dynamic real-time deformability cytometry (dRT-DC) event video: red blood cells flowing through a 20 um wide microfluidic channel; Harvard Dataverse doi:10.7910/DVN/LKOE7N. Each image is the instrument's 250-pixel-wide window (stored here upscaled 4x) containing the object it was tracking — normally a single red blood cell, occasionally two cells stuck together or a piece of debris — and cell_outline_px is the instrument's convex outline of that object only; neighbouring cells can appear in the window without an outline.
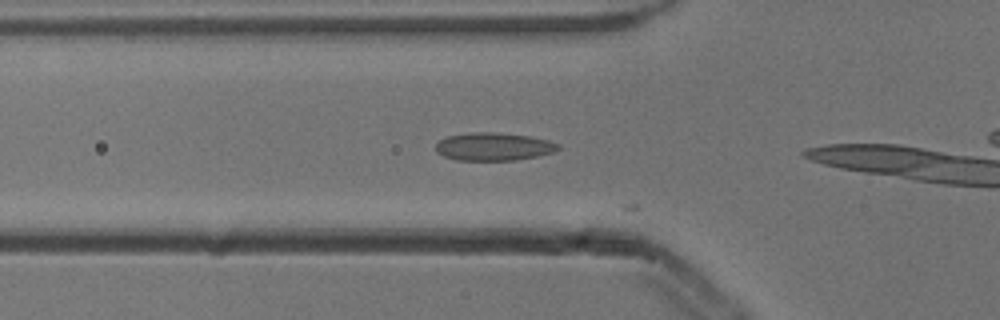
{"species": "common noctule bat (a hibernating species)", "species_latin": "Nyctalus noctula", "temperature_condition": "cold", "stored_images_in_passage": 10, "camera_frame_rate_fps": 3000, "um_per_image_px": 0.085, "animal": {"sex": "male", "body_mass_g": 13.3}, "frame": {"image": 1, "passage_image": 9, "time_ms": 2.667, "image_size_px": [1000, 320], "cell_outline_px": [[560, 148], [552, 152], [536, 156], [516, 160], [456, 160], [444, 156], [436, 152], [436, 144], [440, 140], [448, 136], [472, 132], [496, 132], [528, 136], [548, 140], [560, 144]], "centroid_in_image_um": [41.95, 12.46], "position_along_channel_um": 83.9, "area_um2": 19.83}}